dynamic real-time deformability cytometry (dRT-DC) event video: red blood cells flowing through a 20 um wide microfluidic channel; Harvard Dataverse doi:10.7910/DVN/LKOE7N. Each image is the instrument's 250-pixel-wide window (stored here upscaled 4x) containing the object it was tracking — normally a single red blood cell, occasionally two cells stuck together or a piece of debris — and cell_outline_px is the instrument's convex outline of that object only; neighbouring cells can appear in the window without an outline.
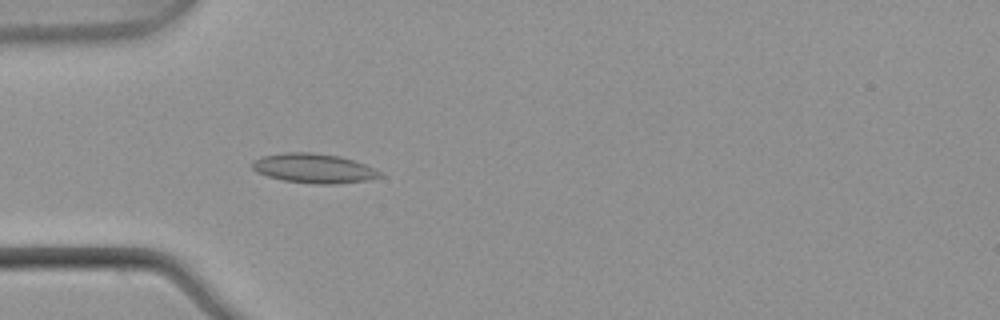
{"species": "common noctule bat (a hibernating species)", "species_latin": "Nyctalus noctula", "temperature_condition": "warm", "stored_images_in_passage": 4, "camera_frame_rate_fps": 3000, "um_per_image_px": 0.085, "animal": {"sex": "male", "body_mass_g": 21.5, "forearm_length_mm": 52.0}, "frame": {"image": 1, "passage_image": 4, "time_ms": 1.0, "image_size_px": [1000, 320], "cell_outline_px": [[384, 176], [368, 180], [332, 184], [316, 184], [284, 180], [268, 176], [256, 172], [252, 168], [252, 160], [264, 156], [284, 152], [312, 152], [340, 156], [364, 164], [380, 172]], "centroid_in_image_um": [26.65, 14.3], "position_along_channel_um": 58.3, "area_um2": 21.79}}